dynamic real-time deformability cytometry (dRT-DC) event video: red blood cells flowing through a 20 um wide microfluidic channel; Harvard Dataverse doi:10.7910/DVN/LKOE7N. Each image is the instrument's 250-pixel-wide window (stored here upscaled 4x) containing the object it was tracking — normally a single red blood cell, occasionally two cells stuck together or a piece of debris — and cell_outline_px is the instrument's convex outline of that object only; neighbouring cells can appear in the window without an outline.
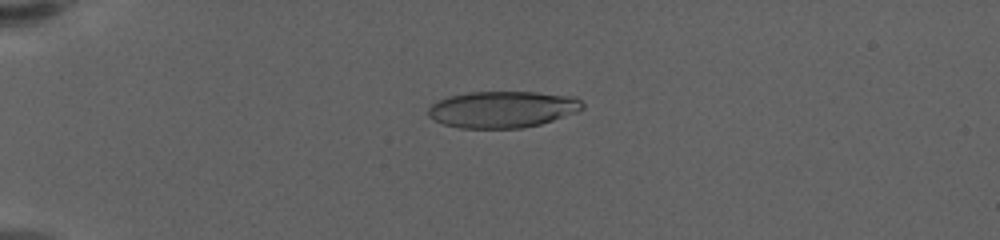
{"species": "human", "species_latin": "Homo sapiens", "temperature_condition": "warm", "stored_images_in_passage": 60, "camera_frame_rate_fps": 3000, "um_per_image_px": 0.085, "donor": {"sex": "female"}, "frame": {"image": 1, "passage_image": 17, "time_ms": 5.333, "image_size_px": [1000, 240], "cell_outline_px": [[584, 108], [576, 112], [540, 124], [520, 128], [460, 128], [444, 124], [432, 120], [428, 116], [428, 108], [432, 104], [448, 96], [468, 92], [536, 92], [572, 96], [580, 100], [584, 104]], "centroid_in_image_um": [42.69, 9.29], "position_along_channel_um": 42.3, "area_um2": 32.83}}
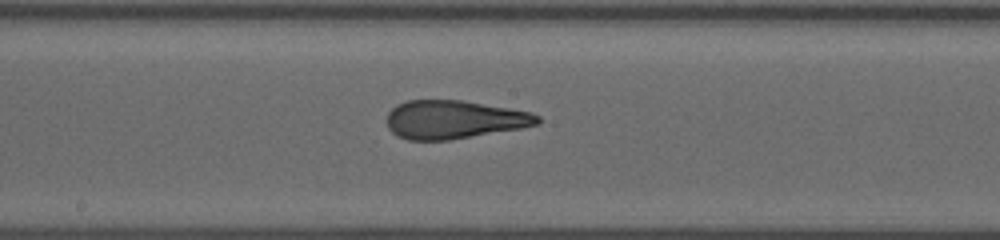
{"frame": {"image": 2, "passage_image": 35, "time_ms": 11.333, "image_size_px": [1000, 240], "cell_outline_px": [[540, 124], [520, 128], [448, 140], [408, 140], [396, 136], [388, 128], [388, 112], [396, 104], [408, 100], [460, 100], [532, 112], [540, 116]], "centroid_in_image_um": [38.58, 10.16], "position_along_channel_um": 209.6, "area_um2": 33.58}}
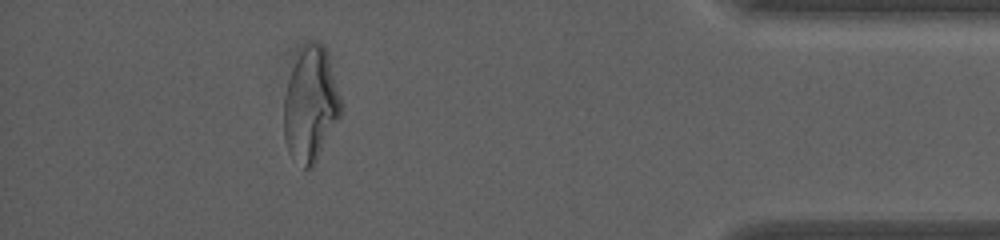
{"frame": {"image": 3, "passage_image": 55, "time_ms": 18.0, "image_size_px": [1000, 240], "cell_outline_px": [[344, 112], [312, 168], [304, 168], [288, 152], [284, 140], [284, 96], [288, 80], [292, 68], [304, 44], [312, 40], [320, 44], [324, 48], [344, 104]], "centroid_in_image_um": [26.42, 8.93], "position_along_channel_um": 408.8, "area_um2": 38.09}, "authors_computed_cell_mechanics": {"area_um2": 34.1598, "velocity_mm_per_s": 3.5903, "shape_relaxation_time_tau1_ms": 7.7054, "shape_relaxation_time_tau2_ms": 1.1038, "deformation_change_tau1": 0.2859, "deformation_change_tau2": 0.0998}}